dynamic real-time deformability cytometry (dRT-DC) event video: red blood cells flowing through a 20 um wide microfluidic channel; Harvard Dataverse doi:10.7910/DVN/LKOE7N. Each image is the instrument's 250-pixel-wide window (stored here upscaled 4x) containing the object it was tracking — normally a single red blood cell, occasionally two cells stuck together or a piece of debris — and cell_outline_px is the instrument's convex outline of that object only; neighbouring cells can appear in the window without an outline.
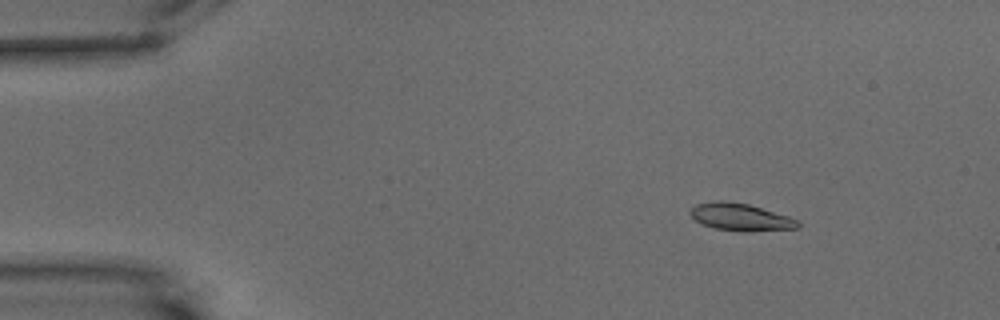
{"species": "common noctule bat (a hibernating species)", "species_latin": "Nyctalus noctula", "temperature_condition": "warm", "stored_images_in_passage": 52, "camera_frame_rate_fps": 3000, "um_per_image_px": 0.085, "animal": {"sex": "male", "body_mass_g": 15.6}, "frame": {"image": 1, "passage_image": 1, "time_ms": 0.0, "image_size_px": [1000, 320], "cell_outline_px": [[800, 228], [740, 232], [716, 228], [704, 224], [696, 220], [688, 212], [696, 204], [716, 200], [724, 200], [748, 204], [788, 216], [796, 220], [800, 224]], "centroid_in_image_um": [62.94, 18.45], "position_along_channel_um": 22.1, "area_um2": 16.99}}
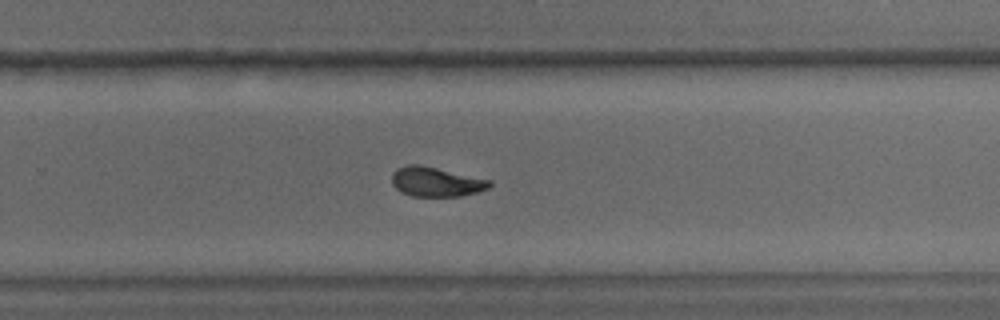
{"frame": {"image": 2, "passage_image": 32, "time_ms": 10.333, "image_size_px": [1000, 320], "cell_outline_px": [[492, 184], [488, 188], [476, 192], [460, 196], [412, 196], [400, 192], [392, 184], [392, 172], [396, 168], [408, 164], [420, 164], [492, 180]], "centroid_in_image_um": [37.04, 15.44], "position_along_channel_um": 292.8, "area_um2": 16.94}}
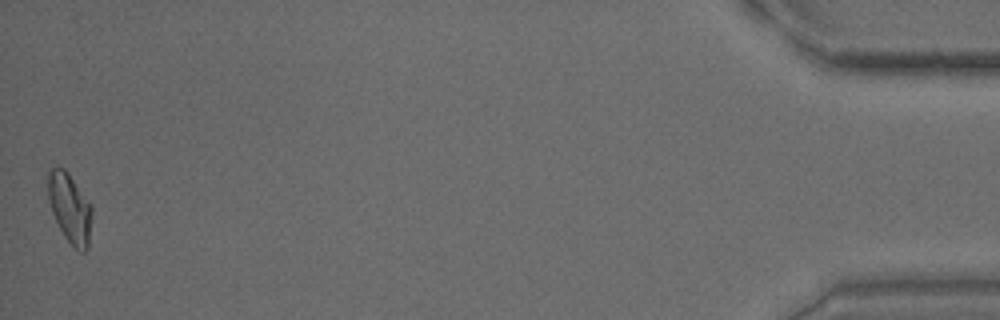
{"frame": {"image": 3, "passage_image": 52, "time_ms": 17.0, "image_size_px": [1000, 320], "cell_outline_px": [[92, 216], [88, 248], [84, 252], [80, 252], [64, 236], [52, 212], [48, 200], [48, 172], [52, 168], [64, 168], [68, 172], [92, 204]], "centroid_in_image_um": [5.96, 17.68], "position_along_channel_um": 429.2, "area_um2": 17.8}, "authors_computed_cell_mechanics": {"area_um2": 17.0799, "velocity_mm_per_s": 3.4259, "shape_relaxation_time_tau1_ms": 5.2384, "shape_relaxation_time_tau2_ms": 2.4803, "deformation_change_tau1": 0.1749, "deformation_change_tau2": 0.0796}}